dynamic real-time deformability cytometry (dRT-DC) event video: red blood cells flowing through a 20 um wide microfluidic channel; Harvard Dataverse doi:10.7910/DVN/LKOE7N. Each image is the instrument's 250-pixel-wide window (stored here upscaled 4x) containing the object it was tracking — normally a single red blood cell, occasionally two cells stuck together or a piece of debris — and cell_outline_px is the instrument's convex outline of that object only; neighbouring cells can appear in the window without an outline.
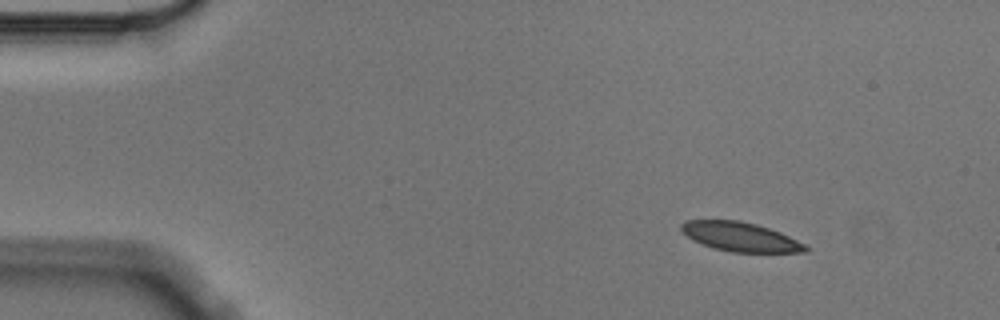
{"species": "Egyptian fruit bat (a non-hibernating species)", "species_latin": "Rousettus aegyptiacus", "temperature_condition": "cold", "stored_images_in_passage": 6, "camera_frame_rate_fps": 3000, "um_per_image_px": 0.085, "animal": {"sex": "male"}, "frame": {"image": 1, "passage_image": 1, "time_ms": 0.0, "image_size_px": [1000, 320], "cell_outline_px": [[808, 252], [732, 252], [712, 248], [692, 240], [680, 228], [680, 224], [684, 220], [740, 220], [756, 224], [780, 232], [804, 244], [808, 248]], "centroid_in_image_um": [62.9, 20.12], "position_along_channel_um": 22.1, "area_um2": 21.04}}
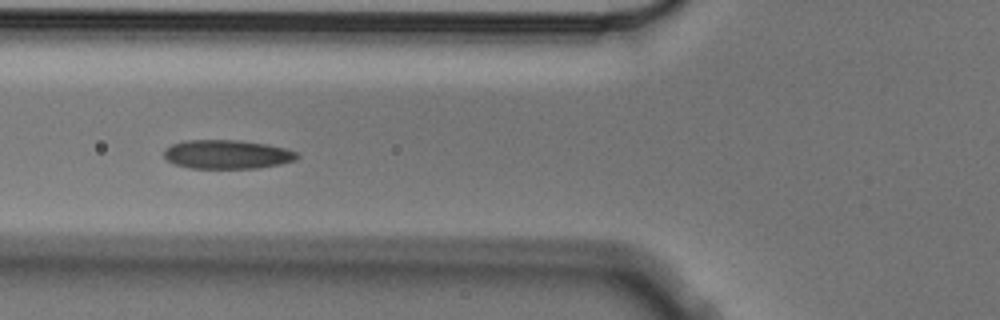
{"frame": {"image": 2, "passage_image": 5, "time_ms": 1.333, "image_size_px": [1000, 320], "cell_outline_px": [[300, 156], [296, 160], [280, 164], [260, 168], [192, 168], [176, 164], [168, 160], [164, 156], [164, 148], [172, 144], [184, 140], [236, 140], [268, 144], [284, 148], [296, 152]], "centroid_in_image_um": [19.31, 13.12], "position_along_channel_um": 106.5, "area_um2": 22.43}}
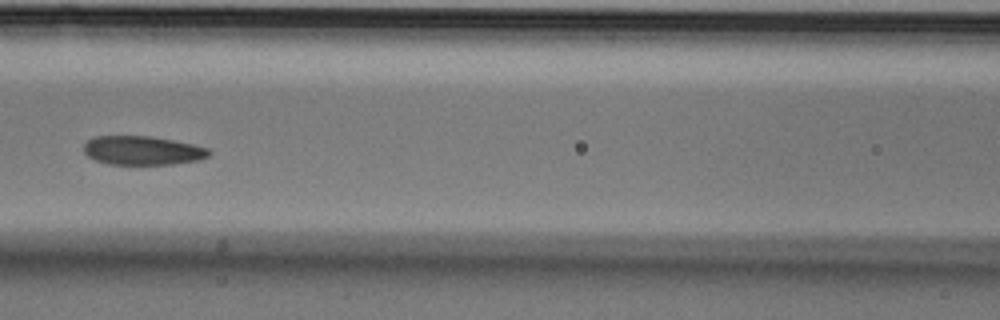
{"frame": {"image": 3, "passage_image": 6, "time_ms": 1.667, "image_size_px": [1000, 320], "cell_outline_px": [[212, 152], [208, 156], [200, 160], [172, 164], [108, 164], [96, 160], [88, 156], [84, 152], [84, 144], [92, 136], [152, 136], [192, 144], [208, 148]], "centroid_in_image_um": [12.11, 12.79], "position_along_channel_um": 154.5, "area_um2": 21.1}}